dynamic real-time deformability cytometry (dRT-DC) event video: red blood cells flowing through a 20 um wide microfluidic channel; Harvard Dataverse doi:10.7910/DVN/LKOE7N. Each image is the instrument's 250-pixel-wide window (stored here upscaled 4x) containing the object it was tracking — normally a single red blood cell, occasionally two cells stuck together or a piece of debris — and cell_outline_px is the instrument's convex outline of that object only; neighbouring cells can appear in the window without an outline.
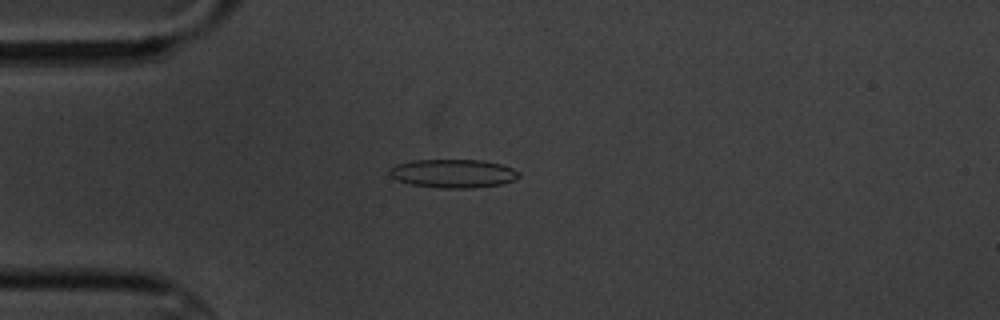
{"species": "common noctule bat (a hibernating species)", "species_latin": "Nyctalus noctula", "temperature_condition": "cold", "stored_images_in_passage": 16, "camera_frame_rate_fps": 3000, "um_per_image_px": 0.085, "animal": {"sex": "male", "body_mass_g": 20.1, "forearm_length_mm": 53.5}, "frame": {"image": 1, "passage_image": 4, "time_ms": 3.667, "image_size_px": [1000, 320], "cell_outline_px": [[520, 176], [512, 180], [500, 184], [472, 188], [440, 188], [412, 184], [396, 180], [388, 172], [396, 164], [416, 160], [480, 160], [500, 164], [512, 168], [520, 172]], "centroid_in_image_um": [38.52, 14.74], "position_along_channel_um": 46.5, "area_um2": 21.27}}
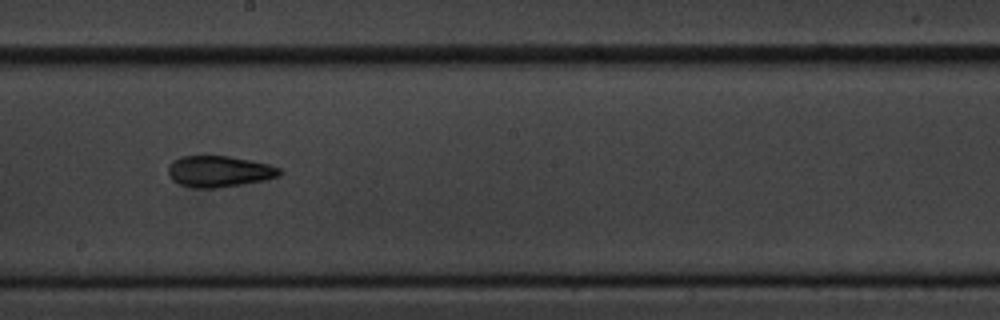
{"frame": {"image": 2, "passage_image": 9, "time_ms": 9.333, "image_size_px": [1000, 320], "cell_outline_px": [[284, 172], [280, 176], [268, 180], [216, 188], [192, 188], [180, 184], [172, 180], [168, 176], [168, 164], [172, 160], [180, 156], [228, 156], [252, 160], [268, 164], [280, 168]], "centroid_in_image_um": [18.63, 14.57], "position_along_channel_um": 229.6, "area_um2": 20.63}}
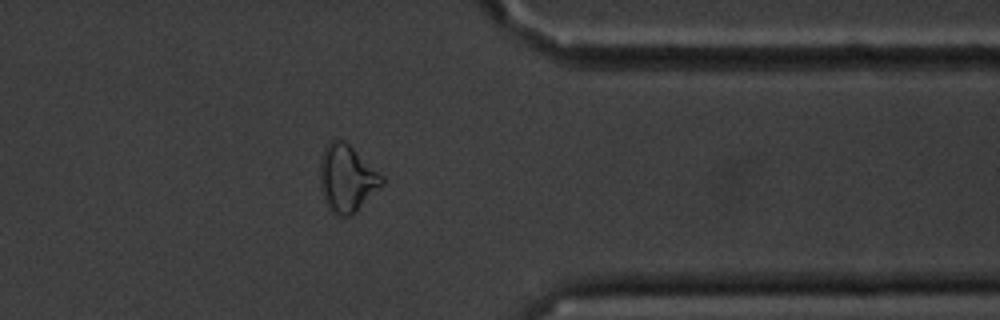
{"frame": {"image": 3, "passage_image": 13, "time_ms": 14.0, "image_size_px": [1000, 320], "cell_outline_px": [[384, 184], [352, 216], [336, 216], [324, 204], [320, 188], [320, 156], [328, 140], [344, 140], [384, 176]], "centroid_in_image_um": [29.46, 15.18], "position_along_channel_um": 381.9, "area_um2": 24.68}, "authors_computed_cell_mechanics": {"area_um2": 20.3456, "velocity_mm_per_s": 3.4759, "shape_relaxation_time_tau1_ms": null, "shape_relaxation_time_tau2_ms": 4.2437, "deformation_change_tau1": null, "deformation_change_tau2": 0.1232}}